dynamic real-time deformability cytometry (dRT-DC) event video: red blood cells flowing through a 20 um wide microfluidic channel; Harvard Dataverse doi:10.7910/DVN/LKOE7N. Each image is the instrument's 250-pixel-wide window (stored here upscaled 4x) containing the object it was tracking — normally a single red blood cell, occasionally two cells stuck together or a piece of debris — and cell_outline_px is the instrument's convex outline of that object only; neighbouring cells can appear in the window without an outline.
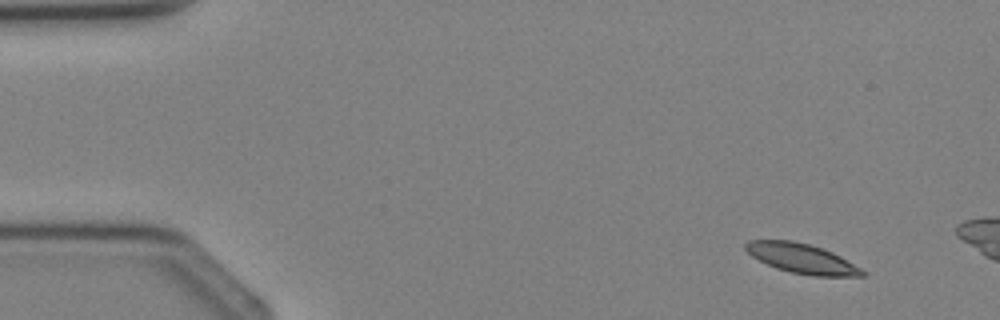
{"species": "Egyptian fruit bat (a non-hibernating species)", "species_latin": "Rousettus aegyptiacus", "temperature_condition": "cold", "stored_images_in_passage": 3, "camera_frame_rate_fps": 3000, "um_per_image_px": 0.085, "animal": {"sex": "female"}, "frame": {"image": 1, "passage_image": 1, "time_ms": 0.0, "image_size_px": [1000, 320], "cell_outline_px": [[864, 276], [816, 276], [792, 272], [776, 268], [752, 256], [744, 248], [744, 244], [748, 240], [792, 240], [808, 244], [832, 252], [840, 256], [860, 268], [864, 272]], "centroid_in_image_um": [68.12, 21.96], "position_along_channel_um": 16.9, "area_um2": 19.83}}